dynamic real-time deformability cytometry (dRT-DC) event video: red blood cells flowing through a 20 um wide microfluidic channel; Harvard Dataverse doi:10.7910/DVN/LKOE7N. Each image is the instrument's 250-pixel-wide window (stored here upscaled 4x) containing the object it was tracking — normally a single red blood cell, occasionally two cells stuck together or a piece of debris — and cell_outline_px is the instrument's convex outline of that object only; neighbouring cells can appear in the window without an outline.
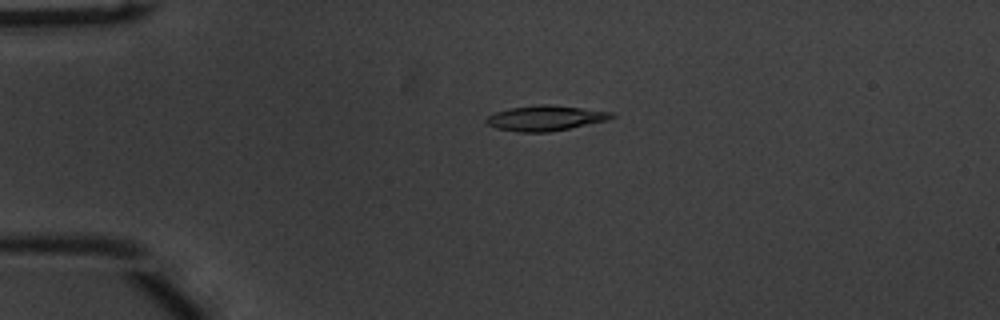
{"species": "common noctule bat (a hibernating species)", "species_latin": "Nyctalus noctula", "temperature_condition": "warm", "stored_images_in_passage": 47, "camera_frame_rate_fps": 3000, "um_per_image_px": 0.085, "animal": {"sex": "male", "body_mass_g": 20.1, "forearm_length_mm": 53.5}, "frame": {"image": 1, "passage_image": 6, "time_ms": 1.667, "image_size_px": [1000, 320], "cell_outline_px": [[616, 116], [608, 120], [548, 132], [516, 132], [496, 128], [488, 124], [484, 120], [488, 116], [496, 112], [508, 108], [540, 104], [548, 104], [612, 112]], "centroid_in_image_um": [46.33, 10.04], "position_along_channel_um": 38.7, "area_um2": 18.26}}
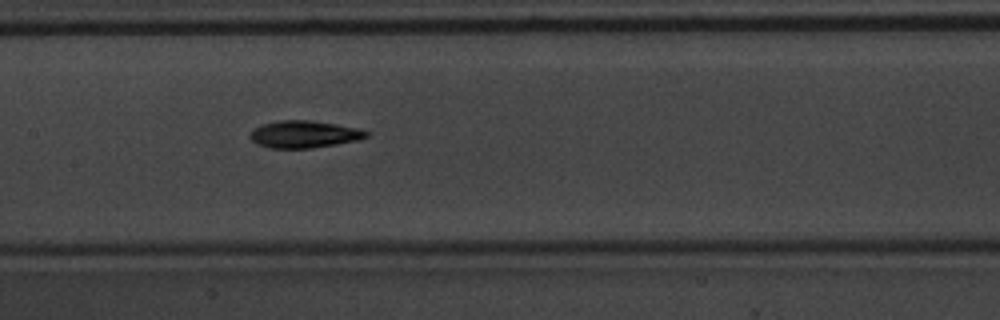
{"frame": {"image": 2, "passage_image": 20, "time_ms": 6.333, "image_size_px": [1000, 320], "cell_outline_px": [[368, 136], [360, 140], [312, 148], [268, 148], [256, 144], [248, 136], [252, 128], [276, 120], [312, 120], [336, 124], [356, 128], [368, 132]], "centroid_in_image_um": [25.8, 11.41], "position_along_channel_um": 181.6, "area_um2": 18.55}}
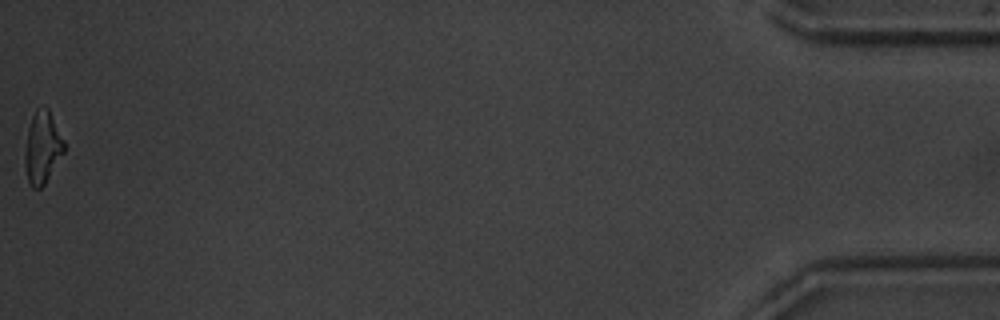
{"frame": {"image": 3, "passage_image": 47, "time_ms": 15.333, "image_size_px": [1000, 320], "cell_outline_px": [[64, 152], [44, 184], [40, 188], [32, 188], [28, 180], [24, 164], [24, 152], [28, 128], [32, 116], [36, 108], [48, 108], [64, 140]], "centroid_in_image_um": [3.59, 12.54], "position_along_channel_um": 431.6, "area_um2": 16.3}, "authors_computed_cell_mechanics": {"area_um2": 17.5134, "velocity_mm_per_s": 3.821, "shape_relaxation_time_tau1_ms": 4.2617, "shape_relaxation_time_tau2_ms": 5.9882, "deformation_change_tau1": 0.1595, "deformation_change_tau2": 0.1461}}